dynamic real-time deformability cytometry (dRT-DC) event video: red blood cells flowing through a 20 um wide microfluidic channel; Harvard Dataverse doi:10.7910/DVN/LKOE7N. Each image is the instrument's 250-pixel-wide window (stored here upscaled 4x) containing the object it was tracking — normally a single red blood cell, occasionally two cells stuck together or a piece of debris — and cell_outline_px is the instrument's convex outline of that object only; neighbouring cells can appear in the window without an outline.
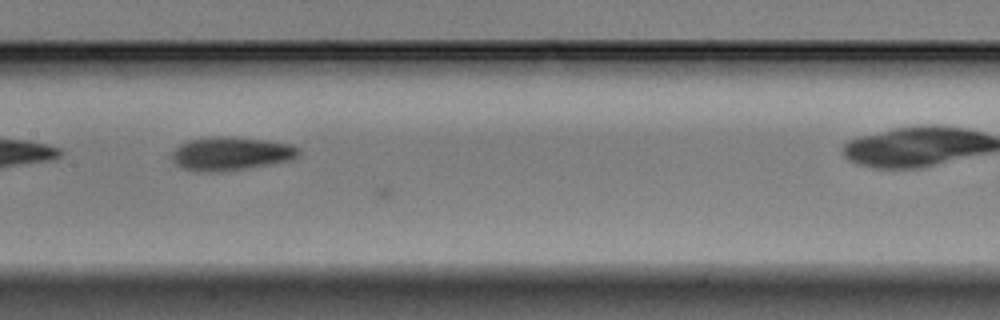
{"species": "Egyptian fruit bat (a non-hibernating species)", "species_latin": "Rousettus aegyptiacus", "temperature_condition": "warm", "stored_images_in_passage": 12, "camera_frame_rate_fps": 3000, "um_per_image_px": 0.085, "animal": {"sex": "male"}, "frame": {"image": 1, "passage_image": 11, "time_ms": 3.333, "image_size_px": [1000, 320], "cell_outline_px": [[300, 152], [292, 160], [248, 168], [220, 172], [196, 172], [180, 168], [172, 160], [172, 156], [176, 148], [180, 144], [188, 140], [216, 136], [232, 136], [268, 140], [292, 144], [300, 148]], "centroid_in_image_um": [19.63, 13.06], "position_along_channel_um": 187.8, "area_um2": 25.09}}